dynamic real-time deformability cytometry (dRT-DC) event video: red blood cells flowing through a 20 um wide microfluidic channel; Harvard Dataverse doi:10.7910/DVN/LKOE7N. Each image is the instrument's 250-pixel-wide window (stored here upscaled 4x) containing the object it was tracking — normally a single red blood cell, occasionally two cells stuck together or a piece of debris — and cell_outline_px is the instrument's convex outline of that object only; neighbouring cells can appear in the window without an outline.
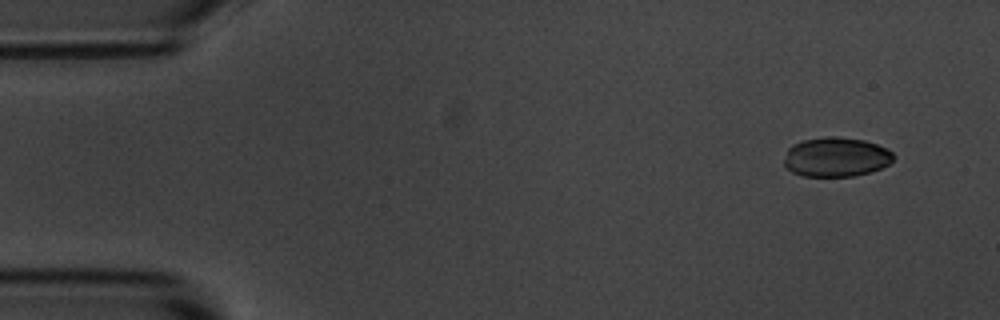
{"species": "common noctule bat (a hibernating species)", "species_latin": "Nyctalus noctula", "temperature_condition": "room temperature", "stored_images_in_passage": 8, "camera_frame_rate_fps": 3000, "um_per_image_px": 0.085, "animal": {"sex": "male", "body_mass_g": 20.1, "forearm_length_mm": 53.5}, "frame": {"image": 1, "passage_image": 1, "time_ms": 0.0, "image_size_px": [1000, 320], "cell_outline_px": [[896, 156], [888, 164], [880, 168], [868, 172], [852, 176], [804, 176], [792, 172], [784, 164], [784, 160], [788, 148], [792, 144], [804, 140], [824, 136], [836, 136], [864, 140], [876, 144], [892, 152]], "centroid_in_image_um": [71.05, 13.33], "position_along_channel_um": 14.0, "area_um2": 25.03}}
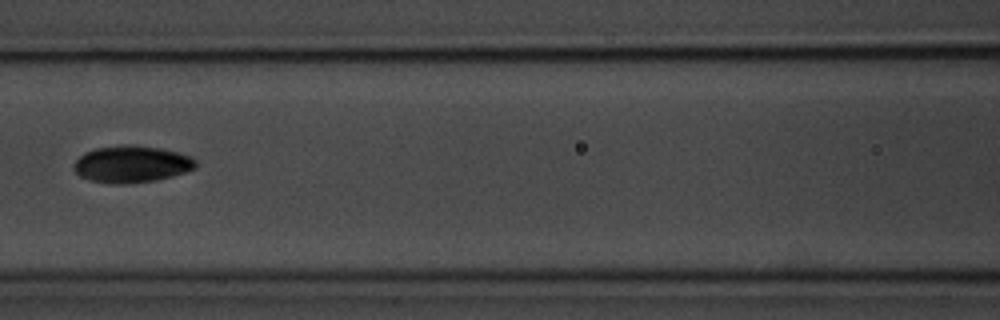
{"frame": {"image": 2, "passage_image": 7, "time_ms": 6.667, "image_size_px": [1000, 320], "cell_outline_px": [[196, 168], [172, 176], [156, 180], [124, 184], [108, 184], [88, 180], [80, 176], [72, 168], [76, 160], [84, 152], [96, 148], [120, 144], [136, 144], [160, 148], [192, 156], [196, 160]], "centroid_in_image_um": [11.16, 13.94], "position_along_channel_um": 155.4, "area_um2": 26.53}}
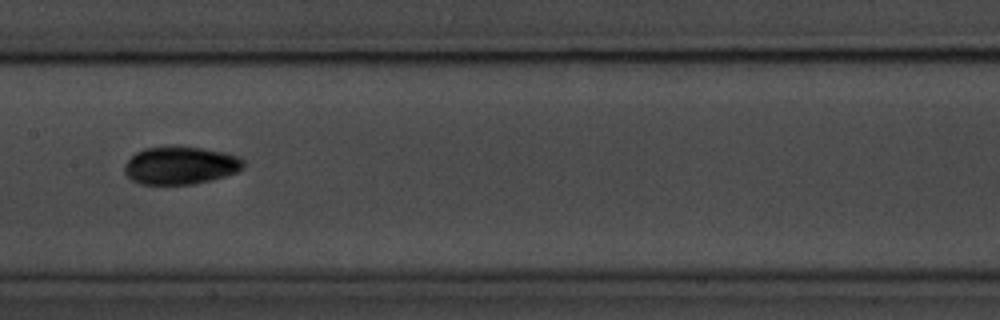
{"frame": {"image": 3, "passage_image": 8, "time_ms": 7.667, "image_size_px": [1000, 320], "cell_outline_px": [[244, 168], [236, 172], [212, 180], [192, 184], [140, 184], [132, 180], [124, 172], [124, 168], [128, 160], [136, 152], [144, 148], [168, 144], [172, 144], [200, 148], [224, 152], [240, 156], [244, 160]], "centroid_in_image_um": [15.34, 14.03], "position_along_channel_um": 192.1, "area_um2": 26.65}}